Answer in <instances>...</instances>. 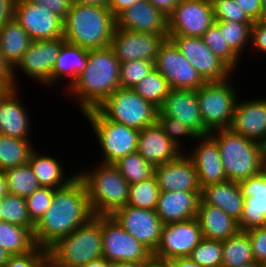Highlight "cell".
<instances>
[{
    "instance_id": "36",
    "label": "cell",
    "mask_w": 266,
    "mask_h": 267,
    "mask_svg": "<svg viewBox=\"0 0 266 267\" xmlns=\"http://www.w3.org/2000/svg\"><path fill=\"white\" fill-rule=\"evenodd\" d=\"M4 174L9 193L25 199L41 186L29 163L7 169Z\"/></svg>"
},
{
    "instance_id": "16",
    "label": "cell",
    "mask_w": 266,
    "mask_h": 267,
    "mask_svg": "<svg viewBox=\"0 0 266 267\" xmlns=\"http://www.w3.org/2000/svg\"><path fill=\"white\" fill-rule=\"evenodd\" d=\"M167 38L168 34L133 32L115 28L110 47L121 63L134 60L155 62L160 46Z\"/></svg>"
},
{
    "instance_id": "44",
    "label": "cell",
    "mask_w": 266,
    "mask_h": 267,
    "mask_svg": "<svg viewBox=\"0 0 266 267\" xmlns=\"http://www.w3.org/2000/svg\"><path fill=\"white\" fill-rule=\"evenodd\" d=\"M154 69V62L146 60L121 63L119 73L120 87L133 89Z\"/></svg>"
},
{
    "instance_id": "37",
    "label": "cell",
    "mask_w": 266,
    "mask_h": 267,
    "mask_svg": "<svg viewBox=\"0 0 266 267\" xmlns=\"http://www.w3.org/2000/svg\"><path fill=\"white\" fill-rule=\"evenodd\" d=\"M133 90L159 110L171 88L167 80L154 69Z\"/></svg>"
},
{
    "instance_id": "35",
    "label": "cell",
    "mask_w": 266,
    "mask_h": 267,
    "mask_svg": "<svg viewBox=\"0 0 266 267\" xmlns=\"http://www.w3.org/2000/svg\"><path fill=\"white\" fill-rule=\"evenodd\" d=\"M223 260L221 267H239L255 261L250 238L246 231L239 230L235 235L222 241Z\"/></svg>"
},
{
    "instance_id": "43",
    "label": "cell",
    "mask_w": 266,
    "mask_h": 267,
    "mask_svg": "<svg viewBox=\"0 0 266 267\" xmlns=\"http://www.w3.org/2000/svg\"><path fill=\"white\" fill-rule=\"evenodd\" d=\"M222 252V241L203 238L192 250L189 257L202 267H221Z\"/></svg>"
},
{
    "instance_id": "29",
    "label": "cell",
    "mask_w": 266,
    "mask_h": 267,
    "mask_svg": "<svg viewBox=\"0 0 266 267\" xmlns=\"http://www.w3.org/2000/svg\"><path fill=\"white\" fill-rule=\"evenodd\" d=\"M88 59V49L65 41L61 45L57 60L52 68V87L60 84V80L64 82L68 78L66 82L68 84L66 88L64 87V90L69 89L85 69Z\"/></svg>"
},
{
    "instance_id": "14",
    "label": "cell",
    "mask_w": 266,
    "mask_h": 267,
    "mask_svg": "<svg viewBox=\"0 0 266 267\" xmlns=\"http://www.w3.org/2000/svg\"><path fill=\"white\" fill-rule=\"evenodd\" d=\"M174 45L206 82H219L236 74L224 61L214 55L202 37L168 35Z\"/></svg>"
},
{
    "instance_id": "13",
    "label": "cell",
    "mask_w": 266,
    "mask_h": 267,
    "mask_svg": "<svg viewBox=\"0 0 266 267\" xmlns=\"http://www.w3.org/2000/svg\"><path fill=\"white\" fill-rule=\"evenodd\" d=\"M154 67L167 80L171 89L197 90L206 83L168 38L160 46Z\"/></svg>"
},
{
    "instance_id": "5",
    "label": "cell",
    "mask_w": 266,
    "mask_h": 267,
    "mask_svg": "<svg viewBox=\"0 0 266 267\" xmlns=\"http://www.w3.org/2000/svg\"><path fill=\"white\" fill-rule=\"evenodd\" d=\"M98 164L93 169L77 172V176L85 184L94 215H111L127 205L129 184L115 165Z\"/></svg>"
},
{
    "instance_id": "51",
    "label": "cell",
    "mask_w": 266,
    "mask_h": 267,
    "mask_svg": "<svg viewBox=\"0 0 266 267\" xmlns=\"http://www.w3.org/2000/svg\"><path fill=\"white\" fill-rule=\"evenodd\" d=\"M34 4L41 5L51 12L59 15L63 20L73 5L72 0H29Z\"/></svg>"
},
{
    "instance_id": "2",
    "label": "cell",
    "mask_w": 266,
    "mask_h": 267,
    "mask_svg": "<svg viewBox=\"0 0 266 267\" xmlns=\"http://www.w3.org/2000/svg\"><path fill=\"white\" fill-rule=\"evenodd\" d=\"M120 66L121 62L110 46L90 49L85 69L65 90V95L69 94L79 104L82 113L98 108L120 87Z\"/></svg>"
},
{
    "instance_id": "7",
    "label": "cell",
    "mask_w": 266,
    "mask_h": 267,
    "mask_svg": "<svg viewBox=\"0 0 266 267\" xmlns=\"http://www.w3.org/2000/svg\"><path fill=\"white\" fill-rule=\"evenodd\" d=\"M84 115L100 145L101 163L113 164L137 151L139 130L107 119L97 108L84 112Z\"/></svg>"
},
{
    "instance_id": "11",
    "label": "cell",
    "mask_w": 266,
    "mask_h": 267,
    "mask_svg": "<svg viewBox=\"0 0 266 267\" xmlns=\"http://www.w3.org/2000/svg\"><path fill=\"white\" fill-rule=\"evenodd\" d=\"M64 42L63 37L32 41L21 60L13 68L15 88L19 86L17 82L19 77L17 71L19 70L32 80L42 84L43 87L44 85L52 87V68Z\"/></svg>"
},
{
    "instance_id": "53",
    "label": "cell",
    "mask_w": 266,
    "mask_h": 267,
    "mask_svg": "<svg viewBox=\"0 0 266 267\" xmlns=\"http://www.w3.org/2000/svg\"><path fill=\"white\" fill-rule=\"evenodd\" d=\"M16 0H0V29L14 18Z\"/></svg>"
},
{
    "instance_id": "19",
    "label": "cell",
    "mask_w": 266,
    "mask_h": 267,
    "mask_svg": "<svg viewBox=\"0 0 266 267\" xmlns=\"http://www.w3.org/2000/svg\"><path fill=\"white\" fill-rule=\"evenodd\" d=\"M157 117L175 118L192 129L197 136L210 134L201 118L196 90L171 89L158 110Z\"/></svg>"
},
{
    "instance_id": "66",
    "label": "cell",
    "mask_w": 266,
    "mask_h": 267,
    "mask_svg": "<svg viewBox=\"0 0 266 267\" xmlns=\"http://www.w3.org/2000/svg\"><path fill=\"white\" fill-rule=\"evenodd\" d=\"M239 267H262V264L257 263L256 261L241 265Z\"/></svg>"
},
{
    "instance_id": "33",
    "label": "cell",
    "mask_w": 266,
    "mask_h": 267,
    "mask_svg": "<svg viewBox=\"0 0 266 267\" xmlns=\"http://www.w3.org/2000/svg\"><path fill=\"white\" fill-rule=\"evenodd\" d=\"M36 246L33 233L26 227L0 221V247L11 255H20Z\"/></svg>"
},
{
    "instance_id": "17",
    "label": "cell",
    "mask_w": 266,
    "mask_h": 267,
    "mask_svg": "<svg viewBox=\"0 0 266 267\" xmlns=\"http://www.w3.org/2000/svg\"><path fill=\"white\" fill-rule=\"evenodd\" d=\"M111 216L126 232L148 249L152 252L156 250L160 242L163 223L155 209L126 205L116 209Z\"/></svg>"
},
{
    "instance_id": "55",
    "label": "cell",
    "mask_w": 266,
    "mask_h": 267,
    "mask_svg": "<svg viewBox=\"0 0 266 267\" xmlns=\"http://www.w3.org/2000/svg\"><path fill=\"white\" fill-rule=\"evenodd\" d=\"M138 1L141 0H110L108 8L112 12V15L116 18L121 12L127 8H130Z\"/></svg>"
},
{
    "instance_id": "26",
    "label": "cell",
    "mask_w": 266,
    "mask_h": 267,
    "mask_svg": "<svg viewBox=\"0 0 266 267\" xmlns=\"http://www.w3.org/2000/svg\"><path fill=\"white\" fill-rule=\"evenodd\" d=\"M137 151L154 167L175 160L184 152L169 139L157 122L139 131Z\"/></svg>"
},
{
    "instance_id": "3",
    "label": "cell",
    "mask_w": 266,
    "mask_h": 267,
    "mask_svg": "<svg viewBox=\"0 0 266 267\" xmlns=\"http://www.w3.org/2000/svg\"><path fill=\"white\" fill-rule=\"evenodd\" d=\"M115 28L109 8L73 3L63 20V38L88 50L102 49L110 46Z\"/></svg>"
},
{
    "instance_id": "48",
    "label": "cell",
    "mask_w": 266,
    "mask_h": 267,
    "mask_svg": "<svg viewBox=\"0 0 266 267\" xmlns=\"http://www.w3.org/2000/svg\"><path fill=\"white\" fill-rule=\"evenodd\" d=\"M47 255L48 249L36 245L27 253L11 255L4 267H37Z\"/></svg>"
},
{
    "instance_id": "4",
    "label": "cell",
    "mask_w": 266,
    "mask_h": 267,
    "mask_svg": "<svg viewBox=\"0 0 266 267\" xmlns=\"http://www.w3.org/2000/svg\"><path fill=\"white\" fill-rule=\"evenodd\" d=\"M218 144L223 168L228 180L240 182L266 168V147L230 129H218L209 134Z\"/></svg>"
},
{
    "instance_id": "22",
    "label": "cell",
    "mask_w": 266,
    "mask_h": 267,
    "mask_svg": "<svg viewBox=\"0 0 266 267\" xmlns=\"http://www.w3.org/2000/svg\"><path fill=\"white\" fill-rule=\"evenodd\" d=\"M194 150L185 154L191 159L198 176L200 188L228 180L217 142L210 136H198Z\"/></svg>"
},
{
    "instance_id": "47",
    "label": "cell",
    "mask_w": 266,
    "mask_h": 267,
    "mask_svg": "<svg viewBox=\"0 0 266 267\" xmlns=\"http://www.w3.org/2000/svg\"><path fill=\"white\" fill-rule=\"evenodd\" d=\"M215 21L254 23L235 0H211Z\"/></svg>"
},
{
    "instance_id": "45",
    "label": "cell",
    "mask_w": 266,
    "mask_h": 267,
    "mask_svg": "<svg viewBox=\"0 0 266 267\" xmlns=\"http://www.w3.org/2000/svg\"><path fill=\"white\" fill-rule=\"evenodd\" d=\"M55 188L40 186L32 195L26 198L29 218L36 224L50 207Z\"/></svg>"
},
{
    "instance_id": "69",
    "label": "cell",
    "mask_w": 266,
    "mask_h": 267,
    "mask_svg": "<svg viewBox=\"0 0 266 267\" xmlns=\"http://www.w3.org/2000/svg\"><path fill=\"white\" fill-rule=\"evenodd\" d=\"M1 203H2V199H0V208H1ZM0 212H1V209H0ZM0 221H2L1 215H0Z\"/></svg>"
},
{
    "instance_id": "41",
    "label": "cell",
    "mask_w": 266,
    "mask_h": 267,
    "mask_svg": "<svg viewBox=\"0 0 266 267\" xmlns=\"http://www.w3.org/2000/svg\"><path fill=\"white\" fill-rule=\"evenodd\" d=\"M0 209L2 221L21 225L33 233L35 224L29 218L25 198L8 193L2 199Z\"/></svg>"
},
{
    "instance_id": "39",
    "label": "cell",
    "mask_w": 266,
    "mask_h": 267,
    "mask_svg": "<svg viewBox=\"0 0 266 267\" xmlns=\"http://www.w3.org/2000/svg\"><path fill=\"white\" fill-rule=\"evenodd\" d=\"M210 51L224 61L234 72L240 65V57L229 47L219 25L214 22L202 36Z\"/></svg>"
},
{
    "instance_id": "59",
    "label": "cell",
    "mask_w": 266,
    "mask_h": 267,
    "mask_svg": "<svg viewBox=\"0 0 266 267\" xmlns=\"http://www.w3.org/2000/svg\"><path fill=\"white\" fill-rule=\"evenodd\" d=\"M72 1L73 3L82 5L101 6L104 8H108L110 0H72Z\"/></svg>"
},
{
    "instance_id": "50",
    "label": "cell",
    "mask_w": 266,
    "mask_h": 267,
    "mask_svg": "<svg viewBox=\"0 0 266 267\" xmlns=\"http://www.w3.org/2000/svg\"><path fill=\"white\" fill-rule=\"evenodd\" d=\"M252 51L260 52L266 55V21L260 19L253 23L251 28Z\"/></svg>"
},
{
    "instance_id": "46",
    "label": "cell",
    "mask_w": 266,
    "mask_h": 267,
    "mask_svg": "<svg viewBox=\"0 0 266 267\" xmlns=\"http://www.w3.org/2000/svg\"><path fill=\"white\" fill-rule=\"evenodd\" d=\"M156 122L162 128L163 132L169 137V139L172 140L182 150L185 143L184 139L187 138V140L191 139L196 142V139L198 138L192 129L175 118L157 117ZM183 137L184 139H182Z\"/></svg>"
},
{
    "instance_id": "40",
    "label": "cell",
    "mask_w": 266,
    "mask_h": 267,
    "mask_svg": "<svg viewBox=\"0 0 266 267\" xmlns=\"http://www.w3.org/2000/svg\"><path fill=\"white\" fill-rule=\"evenodd\" d=\"M159 187L153 175L151 178L129 185L127 205L144 209H156L159 197Z\"/></svg>"
},
{
    "instance_id": "31",
    "label": "cell",
    "mask_w": 266,
    "mask_h": 267,
    "mask_svg": "<svg viewBox=\"0 0 266 267\" xmlns=\"http://www.w3.org/2000/svg\"><path fill=\"white\" fill-rule=\"evenodd\" d=\"M61 162L62 161L59 162L57 157H53V155L40 154L38 149H34L31 152L28 161L39 184L55 189L67 186L77 177V172L66 176V174H64V165H62Z\"/></svg>"
},
{
    "instance_id": "60",
    "label": "cell",
    "mask_w": 266,
    "mask_h": 267,
    "mask_svg": "<svg viewBox=\"0 0 266 267\" xmlns=\"http://www.w3.org/2000/svg\"><path fill=\"white\" fill-rule=\"evenodd\" d=\"M81 267H113V263L106 260L104 257L92 260Z\"/></svg>"
},
{
    "instance_id": "15",
    "label": "cell",
    "mask_w": 266,
    "mask_h": 267,
    "mask_svg": "<svg viewBox=\"0 0 266 267\" xmlns=\"http://www.w3.org/2000/svg\"><path fill=\"white\" fill-rule=\"evenodd\" d=\"M168 17V35L202 37L215 22L211 0H180Z\"/></svg>"
},
{
    "instance_id": "6",
    "label": "cell",
    "mask_w": 266,
    "mask_h": 267,
    "mask_svg": "<svg viewBox=\"0 0 266 267\" xmlns=\"http://www.w3.org/2000/svg\"><path fill=\"white\" fill-rule=\"evenodd\" d=\"M101 215H94L68 236L48 248V255L59 267H81L103 257Z\"/></svg>"
},
{
    "instance_id": "56",
    "label": "cell",
    "mask_w": 266,
    "mask_h": 267,
    "mask_svg": "<svg viewBox=\"0 0 266 267\" xmlns=\"http://www.w3.org/2000/svg\"><path fill=\"white\" fill-rule=\"evenodd\" d=\"M157 9L162 11L166 16H168L180 0H148Z\"/></svg>"
},
{
    "instance_id": "32",
    "label": "cell",
    "mask_w": 266,
    "mask_h": 267,
    "mask_svg": "<svg viewBox=\"0 0 266 267\" xmlns=\"http://www.w3.org/2000/svg\"><path fill=\"white\" fill-rule=\"evenodd\" d=\"M32 39L13 18L0 29V52L13 69L27 51Z\"/></svg>"
},
{
    "instance_id": "38",
    "label": "cell",
    "mask_w": 266,
    "mask_h": 267,
    "mask_svg": "<svg viewBox=\"0 0 266 267\" xmlns=\"http://www.w3.org/2000/svg\"><path fill=\"white\" fill-rule=\"evenodd\" d=\"M129 185L141 182L154 175V166L145 160L138 151L126 155L113 163Z\"/></svg>"
},
{
    "instance_id": "21",
    "label": "cell",
    "mask_w": 266,
    "mask_h": 267,
    "mask_svg": "<svg viewBox=\"0 0 266 267\" xmlns=\"http://www.w3.org/2000/svg\"><path fill=\"white\" fill-rule=\"evenodd\" d=\"M238 184L244 197L243 213L238 221L239 229L247 231L266 226V168Z\"/></svg>"
},
{
    "instance_id": "68",
    "label": "cell",
    "mask_w": 266,
    "mask_h": 267,
    "mask_svg": "<svg viewBox=\"0 0 266 267\" xmlns=\"http://www.w3.org/2000/svg\"><path fill=\"white\" fill-rule=\"evenodd\" d=\"M261 3L263 5V7L265 8L266 7V0H261Z\"/></svg>"
},
{
    "instance_id": "49",
    "label": "cell",
    "mask_w": 266,
    "mask_h": 267,
    "mask_svg": "<svg viewBox=\"0 0 266 267\" xmlns=\"http://www.w3.org/2000/svg\"><path fill=\"white\" fill-rule=\"evenodd\" d=\"M252 249L253 258L257 263H266V226L251 228L246 231Z\"/></svg>"
},
{
    "instance_id": "25",
    "label": "cell",
    "mask_w": 266,
    "mask_h": 267,
    "mask_svg": "<svg viewBox=\"0 0 266 267\" xmlns=\"http://www.w3.org/2000/svg\"><path fill=\"white\" fill-rule=\"evenodd\" d=\"M18 90L10 88L0 97V134L30 140L31 120Z\"/></svg>"
},
{
    "instance_id": "1",
    "label": "cell",
    "mask_w": 266,
    "mask_h": 267,
    "mask_svg": "<svg viewBox=\"0 0 266 267\" xmlns=\"http://www.w3.org/2000/svg\"><path fill=\"white\" fill-rule=\"evenodd\" d=\"M94 216L84 182L77 176L67 186L55 189L46 213L37 221L33 239L48 249Z\"/></svg>"
},
{
    "instance_id": "54",
    "label": "cell",
    "mask_w": 266,
    "mask_h": 267,
    "mask_svg": "<svg viewBox=\"0 0 266 267\" xmlns=\"http://www.w3.org/2000/svg\"><path fill=\"white\" fill-rule=\"evenodd\" d=\"M0 80L10 89L15 88L13 79V69L5 61L0 52Z\"/></svg>"
},
{
    "instance_id": "58",
    "label": "cell",
    "mask_w": 266,
    "mask_h": 267,
    "mask_svg": "<svg viewBox=\"0 0 266 267\" xmlns=\"http://www.w3.org/2000/svg\"><path fill=\"white\" fill-rule=\"evenodd\" d=\"M154 261H127L114 263L113 267H149Z\"/></svg>"
},
{
    "instance_id": "9",
    "label": "cell",
    "mask_w": 266,
    "mask_h": 267,
    "mask_svg": "<svg viewBox=\"0 0 266 267\" xmlns=\"http://www.w3.org/2000/svg\"><path fill=\"white\" fill-rule=\"evenodd\" d=\"M107 119L137 130L156 123L158 109L133 89L119 87L98 108Z\"/></svg>"
},
{
    "instance_id": "63",
    "label": "cell",
    "mask_w": 266,
    "mask_h": 267,
    "mask_svg": "<svg viewBox=\"0 0 266 267\" xmlns=\"http://www.w3.org/2000/svg\"><path fill=\"white\" fill-rule=\"evenodd\" d=\"M11 254L6 251L5 249L0 247V267H4L5 264L8 262Z\"/></svg>"
},
{
    "instance_id": "20",
    "label": "cell",
    "mask_w": 266,
    "mask_h": 267,
    "mask_svg": "<svg viewBox=\"0 0 266 267\" xmlns=\"http://www.w3.org/2000/svg\"><path fill=\"white\" fill-rule=\"evenodd\" d=\"M229 129L266 147V98L238 99Z\"/></svg>"
},
{
    "instance_id": "67",
    "label": "cell",
    "mask_w": 266,
    "mask_h": 267,
    "mask_svg": "<svg viewBox=\"0 0 266 267\" xmlns=\"http://www.w3.org/2000/svg\"><path fill=\"white\" fill-rule=\"evenodd\" d=\"M262 20L266 21V7L264 8V15H263Z\"/></svg>"
},
{
    "instance_id": "18",
    "label": "cell",
    "mask_w": 266,
    "mask_h": 267,
    "mask_svg": "<svg viewBox=\"0 0 266 267\" xmlns=\"http://www.w3.org/2000/svg\"><path fill=\"white\" fill-rule=\"evenodd\" d=\"M14 18L27 31L32 41L63 37V19L29 0H16Z\"/></svg>"
},
{
    "instance_id": "61",
    "label": "cell",
    "mask_w": 266,
    "mask_h": 267,
    "mask_svg": "<svg viewBox=\"0 0 266 267\" xmlns=\"http://www.w3.org/2000/svg\"><path fill=\"white\" fill-rule=\"evenodd\" d=\"M9 193L4 171L0 170V199H3Z\"/></svg>"
},
{
    "instance_id": "65",
    "label": "cell",
    "mask_w": 266,
    "mask_h": 267,
    "mask_svg": "<svg viewBox=\"0 0 266 267\" xmlns=\"http://www.w3.org/2000/svg\"><path fill=\"white\" fill-rule=\"evenodd\" d=\"M8 90L9 88L0 80V97Z\"/></svg>"
},
{
    "instance_id": "10",
    "label": "cell",
    "mask_w": 266,
    "mask_h": 267,
    "mask_svg": "<svg viewBox=\"0 0 266 267\" xmlns=\"http://www.w3.org/2000/svg\"><path fill=\"white\" fill-rule=\"evenodd\" d=\"M103 257L111 263L155 261L153 252L126 232L111 215H101Z\"/></svg>"
},
{
    "instance_id": "57",
    "label": "cell",
    "mask_w": 266,
    "mask_h": 267,
    "mask_svg": "<svg viewBox=\"0 0 266 267\" xmlns=\"http://www.w3.org/2000/svg\"><path fill=\"white\" fill-rule=\"evenodd\" d=\"M170 267H202L190 257H179L166 262Z\"/></svg>"
},
{
    "instance_id": "12",
    "label": "cell",
    "mask_w": 266,
    "mask_h": 267,
    "mask_svg": "<svg viewBox=\"0 0 266 267\" xmlns=\"http://www.w3.org/2000/svg\"><path fill=\"white\" fill-rule=\"evenodd\" d=\"M202 239L197 218L163 224L160 242L153 252V259L166 263L174 258L189 257Z\"/></svg>"
},
{
    "instance_id": "30",
    "label": "cell",
    "mask_w": 266,
    "mask_h": 267,
    "mask_svg": "<svg viewBox=\"0 0 266 267\" xmlns=\"http://www.w3.org/2000/svg\"><path fill=\"white\" fill-rule=\"evenodd\" d=\"M196 218L205 239L223 241L240 230L237 220L209 204H199Z\"/></svg>"
},
{
    "instance_id": "64",
    "label": "cell",
    "mask_w": 266,
    "mask_h": 267,
    "mask_svg": "<svg viewBox=\"0 0 266 267\" xmlns=\"http://www.w3.org/2000/svg\"><path fill=\"white\" fill-rule=\"evenodd\" d=\"M149 267H170L167 263L154 261Z\"/></svg>"
},
{
    "instance_id": "42",
    "label": "cell",
    "mask_w": 266,
    "mask_h": 267,
    "mask_svg": "<svg viewBox=\"0 0 266 267\" xmlns=\"http://www.w3.org/2000/svg\"><path fill=\"white\" fill-rule=\"evenodd\" d=\"M215 22L219 25L220 31L224 34L225 41H227L229 47L242 58V52L246 51L245 49L251 44V28L253 23L235 21Z\"/></svg>"
},
{
    "instance_id": "52",
    "label": "cell",
    "mask_w": 266,
    "mask_h": 267,
    "mask_svg": "<svg viewBox=\"0 0 266 267\" xmlns=\"http://www.w3.org/2000/svg\"><path fill=\"white\" fill-rule=\"evenodd\" d=\"M248 17L256 22L263 18L264 7L261 0H235Z\"/></svg>"
},
{
    "instance_id": "8",
    "label": "cell",
    "mask_w": 266,
    "mask_h": 267,
    "mask_svg": "<svg viewBox=\"0 0 266 267\" xmlns=\"http://www.w3.org/2000/svg\"><path fill=\"white\" fill-rule=\"evenodd\" d=\"M231 79L206 82L196 90L201 118L204 126L210 132L218 129H229L231 125L239 98V93Z\"/></svg>"
},
{
    "instance_id": "34",
    "label": "cell",
    "mask_w": 266,
    "mask_h": 267,
    "mask_svg": "<svg viewBox=\"0 0 266 267\" xmlns=\"http://www.w3.org/2000/svg\"><path fill=\"white\" fill-rule=\"evenodd\" d=\"M34 149L31 140L17 139L0 134V170L5 171L27 164Z\"/></svg>"
},
{
    "instance_id": "62",
    "label": "cell",
    "mask_w": 266,
    "mask_h": 267,
    "mask_svg": "<svg viewBox=\"0 0 266 267\" xmlns=\"http://www.w3.org/2000/svg\"><path fill=\"white\" fill-rule=\"evenodd\" d=\"M37 267H59L55 261L47 255L38 265Z\"/></svg>"
},
{
    "instance_id": "24",
    "label": "cell",
    "mask_w": 266,
    "mask_h": 267,
    "mask_svg": "<svg viewBox=\"0 0 266 267\" xmlns=\"http://www.w3.org/2000/svg\"><path fill=\"white\" fill-rule=\"evenodd\" d=\"M154 175L161 192L201 191L196 169L185 152L175 160L156 166Z\"/></svg>"
},
{
    "instance_id": "23",
    "label": "cell",
    "mask_w": 266,
    "mask_h": 267,
    "mask_svg": "<svg viewBox=\"0 0 266 267\" xmlns=\"http://www.w3.org/2000/svg\"><path fill=\"white\" fill-rule=\"evenodd\" d=\"M116 28L133 32L168 34V17L150 1L141 0L116 17Z\"/></svg>"
},
{
    "instance_id": "27",
    "label": "cell",
    "mask_w": 266,
    "mask_h": 267,
    "mask_svg": "<svg viewBox=\"0 0 266 267\" xmlns=\"http://www.w3.org/2000/svg\"><path fill=\"white\" fill-rule=\"evenodd\" d=\"M200 194L201 191H160L156 213L163 224L196 218Z\"/></svg>"
},
{
    "instance_id": "28",
    "label": "cell",
    "mask_w": 266,
    "mask_h": 267,
    "mask_svg": "<svg viewBox=\"0 0 266 267\" xmlns=\"http://www.w3.org/2000/svg\"><path fill=\"white\" fill-rule=\"evenodd\" d=\"M199 204H209L222 209L227 215L239 221L244 207V197L238 182L226 180L201 188Z\"/></svg>"
}]
</instances>
